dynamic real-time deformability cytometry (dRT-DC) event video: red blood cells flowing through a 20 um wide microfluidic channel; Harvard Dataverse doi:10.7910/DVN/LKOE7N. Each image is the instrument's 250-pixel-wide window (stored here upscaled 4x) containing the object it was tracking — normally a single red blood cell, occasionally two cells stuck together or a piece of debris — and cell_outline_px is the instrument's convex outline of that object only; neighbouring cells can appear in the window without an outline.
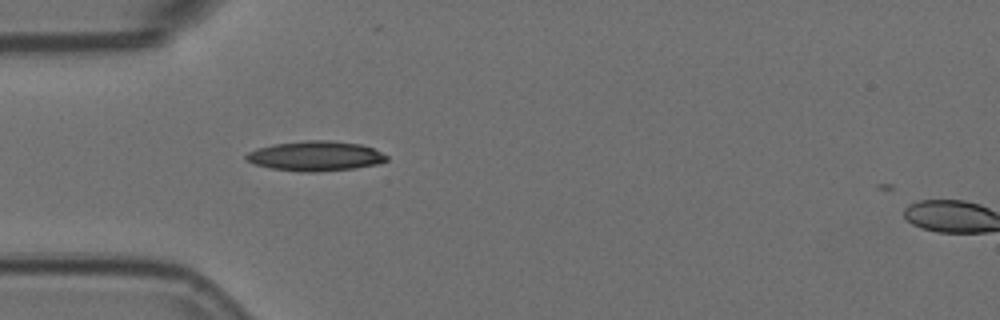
{"species": "Egyptian fruit bat (a non-hibernating species)", "species_latin": "Rousettus aegyptiacus", "temperature_condition": "room temperature", "stored_images_in_passage": 42, "camera_frame_rate_fps": 3000, "um_per_image_px": 0.085, "animal": {"sex": "female"}, "frame": {"image": 1, "passage_image": 1, "time_ms": 0.0, "image_size_px": [1000, 320], "cell_outline_px": [[388, 160], [376, 164], [356, 168], [316, 172], [300, 172], [272, 168], [256, 164], [248, 160], [244, 156], [248, 152], [256, 148], [272, 144], [308, 140], [328, 140], [360, 144], [372, 148], [388, 156]], "centroid_in_image_um": [26.81, 13.26], "position_along_channel_um": 58.2, "area_um2": 24.33}}
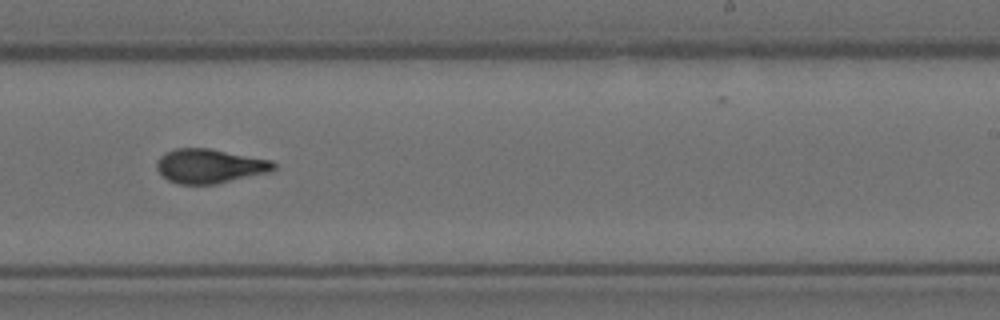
{"frame": {"image": 2, "passage_image": 19, "time_ms": 6.0, "image_size_px": [1000, 320], "cell_outline_px": [[276, 168], [268, 172], [216, 184], [176, 184], [168, 180], [156, 168], [156, 160], [164, 152], [176, 148], [208, 148], [272, 160], [276, 164]], "centroid_in_image_um": [17.79, 14.11], "position_along_channel_um": 271.2, "area_um2": 23.35}}
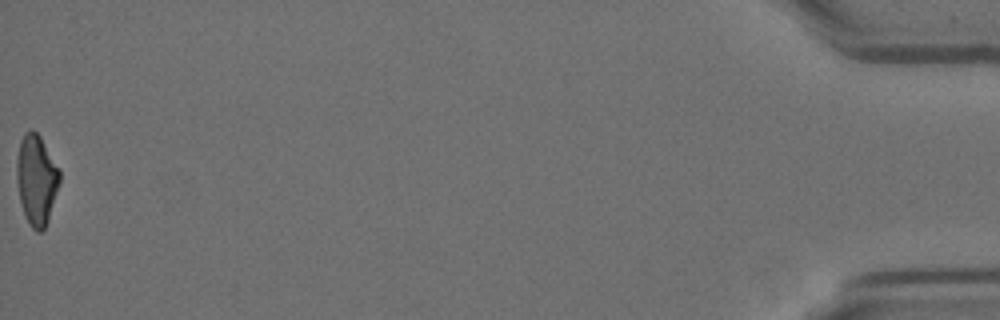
{"frame": {"image": 3, "passage_image": 41, "time_ms": 13.333, "image_size_px": [1000, 320], "cell_outline_px": [[60, 184], [48, 220], [44, 228], [40, 232], [36, 232], [32, 228], [24, 216], [20, 200], [16, 180], [16, 160], [20, 140], [24, 132], [32, 128], [40, 136], [60, 168]], "centroid_in_image_um": [3.1, 15.25], "position_along_channel_um": 432.1, "area_um2": 22.95}}